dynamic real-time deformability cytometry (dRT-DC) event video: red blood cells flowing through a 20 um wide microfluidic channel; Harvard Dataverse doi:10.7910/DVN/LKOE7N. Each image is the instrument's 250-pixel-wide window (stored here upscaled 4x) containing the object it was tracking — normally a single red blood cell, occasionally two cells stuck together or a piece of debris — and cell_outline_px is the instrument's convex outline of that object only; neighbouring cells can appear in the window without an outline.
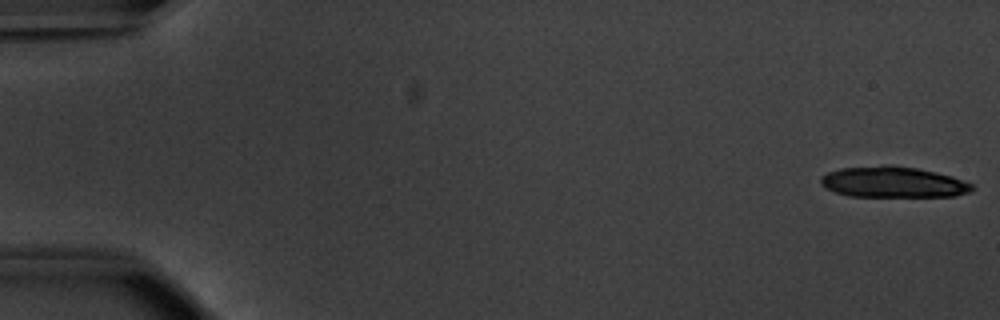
{"species": "common noctule bat (a hibernating species)", "species_latin": "Nyctalus noctula", "temperature_condition": "warm", "stored_images_in_passage": 53, "camera_frame_rate_fps": 3000, "um_per_image_px": 0.085, "animal": {"sex": "male", "body_mass_g": 20.1, "forearm_length_mm": 53.5}, "frame": {"image": 1, "passage_image": 1, "time_ms": 0.0, "image_size_px": [1000, 320], "cell_outline_px": [[976, 188], [972, 192], [956, 196], [848, 196], [824, 188], [820, 184], [820, 176], [828, 172], [840, 168], [884, 164], [892, 164], [916, 168], [936, 172], [952, 176], [972, 184]], "centroid_in_image_um": [75.91, 15.47], "position_along_channel_um": 9.1, "area_um2": 27.63}}
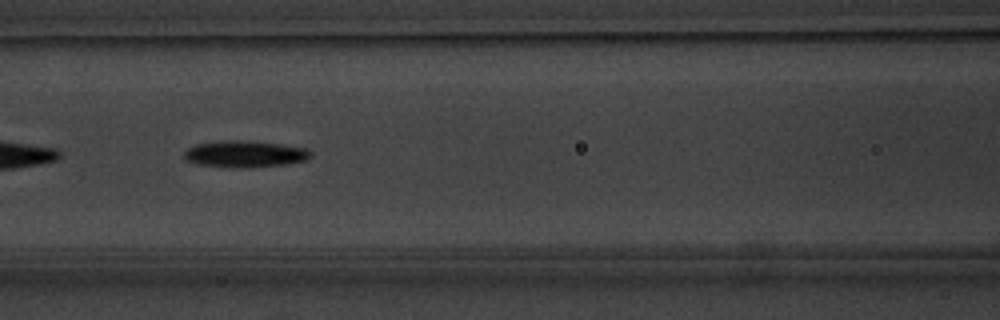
{"frame": {"image": 2, "passage_image": 24, "time_ms": 7.667, "image_size_px": [1000, 320], "cell_outline_px": [[312, 156], [308, 160], [284, 164], [248, 168], [236, 168], [200, 164], [188, 160], [184, 156], [184, 152], [188, 148], [196, 144], [216, 140], [240, 140], [280, 144], [308, 148], [312, 152]], "centroid_in_image_um": [20.85, 13.08], "position_along_channel_um": 145.7, "area_um2": 19.71}, "authors_computed_cell_mechanics": {"area_um2": 19.0162, "velocity_mm_per_s": 3.8491, "shape_relaxation_time_tau1_ms": 2.1462, "shape_relaxation_time_tau2_ms": null, "deformation_change_tau1": 0.1493, "deformation_change_tau2": null}}